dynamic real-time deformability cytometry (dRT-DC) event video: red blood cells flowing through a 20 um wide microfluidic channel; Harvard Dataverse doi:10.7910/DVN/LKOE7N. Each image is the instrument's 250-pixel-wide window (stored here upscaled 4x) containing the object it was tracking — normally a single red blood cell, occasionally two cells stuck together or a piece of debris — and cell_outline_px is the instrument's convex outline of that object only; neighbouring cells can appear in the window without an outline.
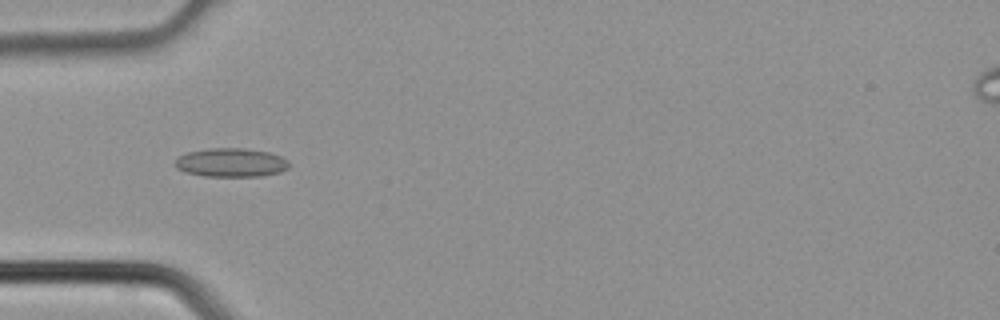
{"species": "common noctule bat (a hibernating species)", "species_latin": "Nyctalus noctula", "temperature_condition": "cold", "stored_images_in_passage": 3, "camera_frame_rate_fps": 3000, "um_per_image_px": 0.085, "animal": {"sex": "male", "body_mass_g": 21.5, "forearm_length_mm": 52.0}, "frame": {"image": 1, "passage_image": 2, "time_ms": 0.333, "image_size_px": [1000, 320], "cell_outline_px": [[288, 168], [280, 172], [260, 176], [204, 176], [184, 172], [176, 168], [176, 160], [180, 156], [188, 152], [208, 148], [244, 148], [268, 152], [280, 156], [288, 160]], "centroid_in_image_um": [19.64, 13.82], "position_along_channel_um": 65.4, "area_um2": 19.02}}
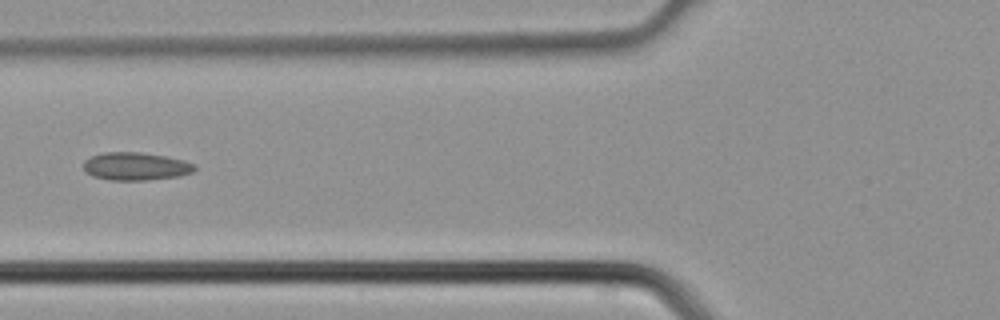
{"frame": {"image": 2, "passage_image": 3, "time_ms": 0.667, "image_size_px": [1000, 320], "cell_outline_px": [[196, 168], [192, 172], [180, 176], [144, 180], [108, 180], [92, 176], [84, 172], [84, 160], [92, 156], [104, 152], [140, 152], [168, 156], [184, 160], [196, 164]], "centroid_in_image_um": [11.54, 14.13], "position_along_channel_um": 114.3, "area_um2": 18.26}}